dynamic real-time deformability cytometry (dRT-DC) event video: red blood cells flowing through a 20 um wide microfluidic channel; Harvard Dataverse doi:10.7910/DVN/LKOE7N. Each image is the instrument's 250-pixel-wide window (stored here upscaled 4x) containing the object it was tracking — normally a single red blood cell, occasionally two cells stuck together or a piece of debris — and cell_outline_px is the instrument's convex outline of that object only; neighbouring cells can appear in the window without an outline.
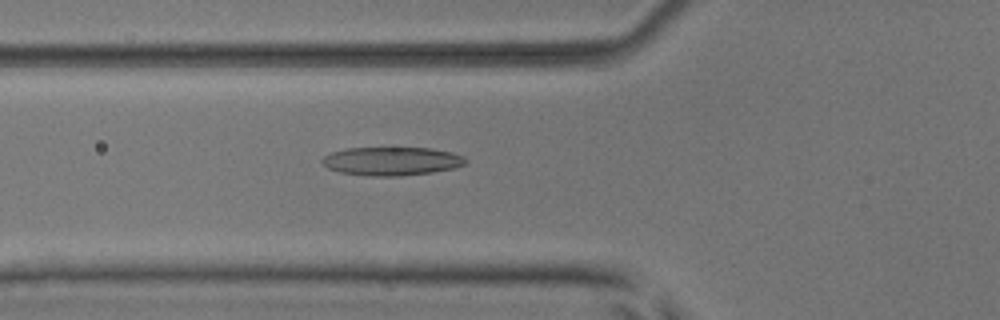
{"species": "common noctule bat (a hibernating species)", "species_latin": "Nyctalus noctula", "temperature_condition": "room temperature", "stored_images_in_passage": 53, "camera_frame_rate_fps": 3000, "um_per_image_px": 0.085, "animal": {"sex": "male", "body_mass_g": 17.9, "forearm_length_mm": 54.2}, "frame": {"image": 1, "passage_image": 20, "time_ms": 6.333, "image_size_px": [1000, 320], "cell_outline_px": [[468, 160], [464, 164], [452, 168], [432, 172], [400, 176], [368, 176], [340, 172], [328, 168], [320, 160], [324, 156], [332, 152], [348, 148], [432, 148], [452, 152], [464, 156]], "centroid_in_image_um": [33.3, 13.7], "position_along_channel_um": 92.5, "area_um2": 23.76}}
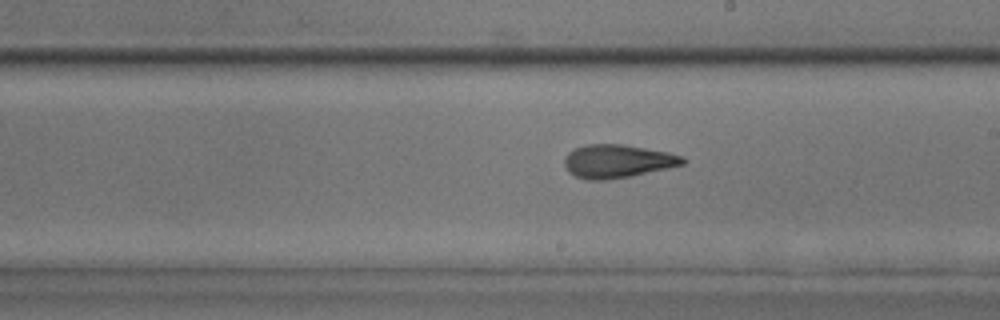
{"frame": {"image": 2, "passage_image": 31, "time_ms": 10.0, "image_size_px": [1000, 320], "cell_outline_px": [[688, 160], [684, 164], [668, 168], [628, 176], [604, 180], [588, 180], [576, 176], [568, 172], [564, 164], [564, 160], [568, 152], [576, 148], [588, 144], [624, 144], [668, 152], [684, 156]], "centroid_in_image_um": [52.5, 13.69], "position_along_channel_um": 236.5, "area_um2": 22.89}}
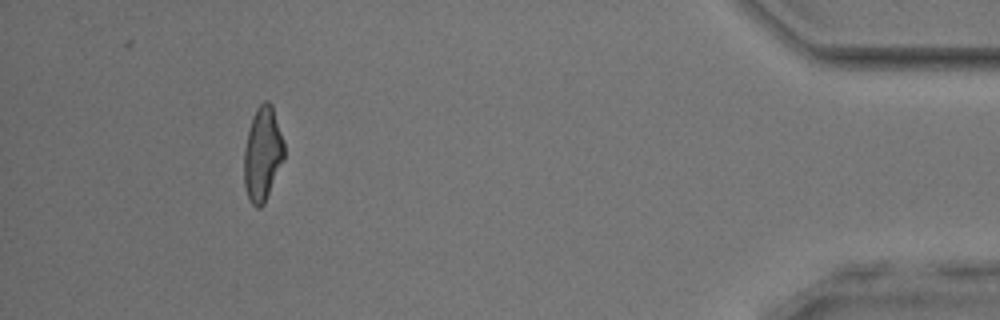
{"frame": {"image": 3, "passage_image": 49, "time_ms": 16.0, "image_size_px": [1000, 320], "cell_outline_px": [[284, 160], [264, 204], [260, 208], [256, 208], [248, 200], [244, 184], [244, 148], [252, 116], [256, 108], [264, 100], [268, 100], [272, 104], [284, 144]], "centroid_in_image_um": [22.31, 13.1], "position_along_channel_um": 412.9, "area_um2": 22.14}, "authors_computed_cell_mechanics": {"area_um2": 22.8888, "velocity_mm_per_s": 3.9267, "shape_relaxation_time_tau1_ms": 4.6696, "shape_relaxation_time_tau2_ms": 2.9046, "deformation_change_tau1": 0.1802, "deformation_change_tau2": 0.1139}}